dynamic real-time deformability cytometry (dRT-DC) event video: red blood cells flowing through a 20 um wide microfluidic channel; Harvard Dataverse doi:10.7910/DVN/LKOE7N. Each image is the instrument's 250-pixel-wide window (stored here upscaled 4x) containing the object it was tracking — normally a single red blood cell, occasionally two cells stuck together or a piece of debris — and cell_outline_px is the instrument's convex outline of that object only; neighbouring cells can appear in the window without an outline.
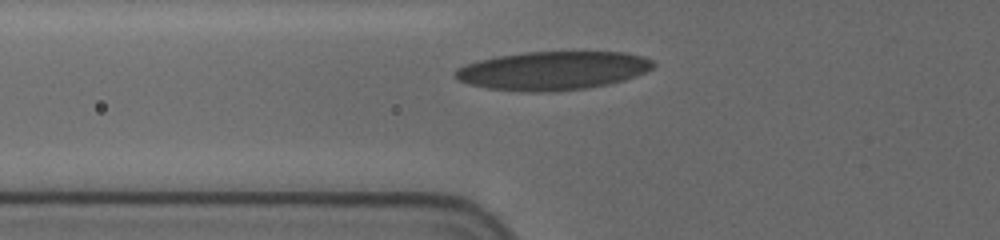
{"species": "human", "species_latin": "Homo sapiens", "temperature_condition": "cold", "stored_images_in_passage": 35, "camera_frame_rate_fps": 3000, "um_per_image_px": 0.085, "donor": {"sex": "female"}, "frame": {"image": 1, "passage_image": 8, "time_ms": 2.333, "image_size_px": [1000, 240], "cell_outline_px": [[656, 64], [652, 68], [644, 72], [624, 80], [608, 84], [584, 88], [552, 92], [524, 92], [488, 88], [468, 84], [460, 80], [452, 72], [456, 68], [464, 64], [480, 60], [500, 56], [524, 52], [624, 52], [644, 56], [652, 60]], "centroid_in_image_um": [46.98, 6.0], "position_along_channel_um": 78.8, "area_um2": 44.45}}
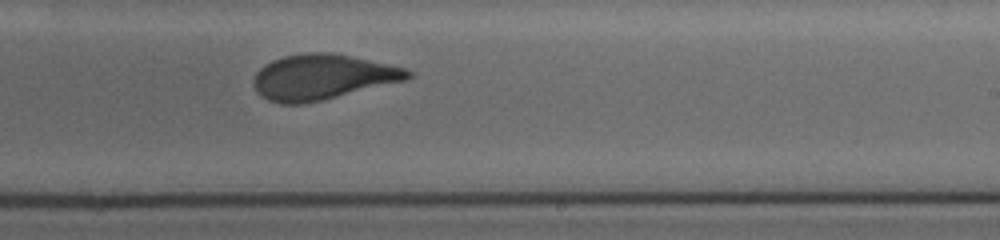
{"frame": {"image": 2, "passage_image": 23, "time_ms": 7.333, "image_size_px": [1000, 240], "cell_outline_px": [[412, 76], [408, 80], [304, 104], [280, 104], [268, 100], [260, 96], [252, 84], [252, 80], [256, 72], [264, 64], [272, 60], [284, 56], [304, 52], [332, 52], [388, 64], [404, 68], [412, 72]], "centroid_in_image_um": [27.37, 6.55], "position_along_channel_um": 261.6, "area_um2": 40.92}}
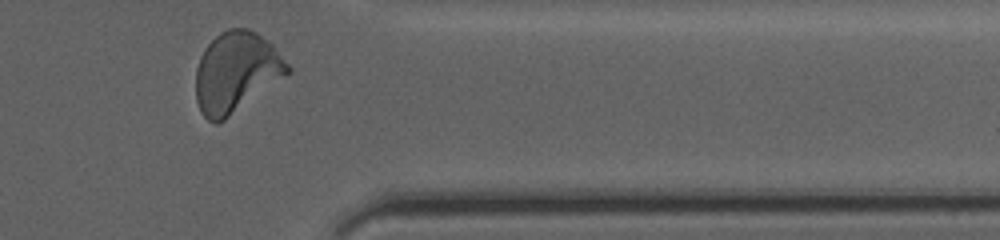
{"frame": {"image": 3, "passage_image": 34, "time_ms": 11.0, "image_size_px": [1000, 240], "cell_outline_px": [[292, 72], [224, 120], [216, 124], [208, 120], [200, 112], [196, 100], [196, 68], [200, 56], [204, 48], [220, 32], [228, 28], [248, 28], [256, 32], [272, 44], [292, 68]], "centroid_in_image_um": [20.07, 6.13], "position_along_channel_um": 391.3, "area_um2": 43.12}, "authors_computed_cell_mechanics": {"area_um2": 40.9224, "velocity_mm_per_s": 3.6727, "shape_relaxation_time_tau1_ms": 4.5211, "shape_relaxation_time_tau2_ms": 0.902, "deformation_change_tau1": 0.1826, "deformation_change_tau2": 0.0804}}